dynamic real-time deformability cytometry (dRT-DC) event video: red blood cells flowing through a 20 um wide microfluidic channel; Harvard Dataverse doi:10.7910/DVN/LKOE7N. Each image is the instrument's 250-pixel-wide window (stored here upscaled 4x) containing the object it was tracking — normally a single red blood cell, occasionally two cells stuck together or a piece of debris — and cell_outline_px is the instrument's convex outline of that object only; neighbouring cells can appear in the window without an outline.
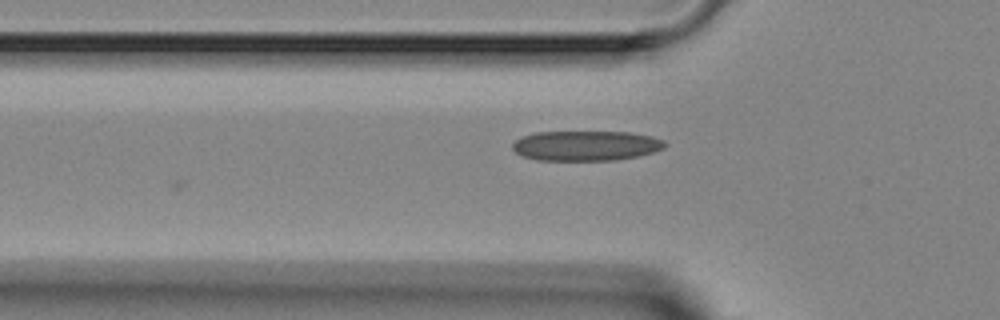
{"species": "Egyptian fruit bat (a non-hibernating species)", "species_latin": "Rousettus aegyptiacus", "temperature_condition": "room temperature", "stored_images_in_passage": 5, "camera_frame_rate_fps": 3000, "um_per_image_px": 0.085, "animal": {"sex": "female"}, "frame": {"image": 1, "passage_image": 4, "time_ms": 4.667, "image_size_px": [1000, 320], "cell_outline_px": [[668, 144], [664, 148], [652, 152], [636, 156], [616, 160], [536, 160], [524, 156], [516, 152], [512, 148], [512, 144], [520, 136], [536, 132], [628, 132], [652, 136], [664, 140]], "centroid_in_image_um": [49.8, 12.38], "position_along_channel_um": 76.0, "area_um2": 26.65}}
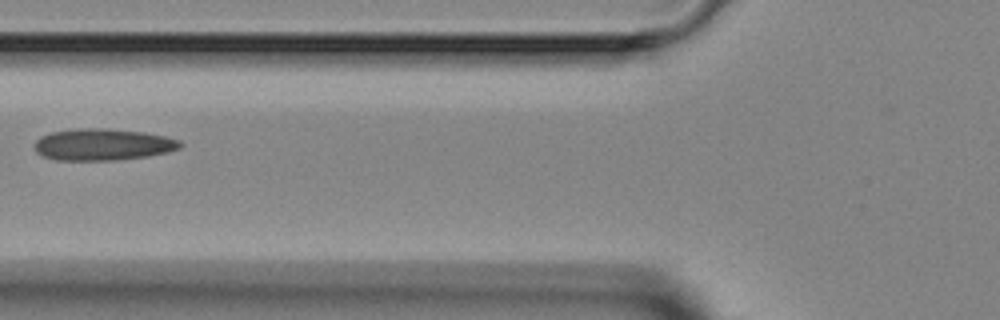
{"frame": {"image": 2, "passage_image": 5, "time_ms": 5.667, "image_size_px": [1000, 320], "cell_outline_px": [[184, 144], [180, 148], [168, 152], [148, 156], [116, 160], [56, 160], [44, 156], [36, 152], [36, 140], [40, 136], [52, 132], [84, 128], [108, 128], [144, 132], [164, 136], [180, 140]], "centroid_in_image_um": [8.78, 12.28], "position_along_channel_um": 117.0, "area_um2": 26.88}}